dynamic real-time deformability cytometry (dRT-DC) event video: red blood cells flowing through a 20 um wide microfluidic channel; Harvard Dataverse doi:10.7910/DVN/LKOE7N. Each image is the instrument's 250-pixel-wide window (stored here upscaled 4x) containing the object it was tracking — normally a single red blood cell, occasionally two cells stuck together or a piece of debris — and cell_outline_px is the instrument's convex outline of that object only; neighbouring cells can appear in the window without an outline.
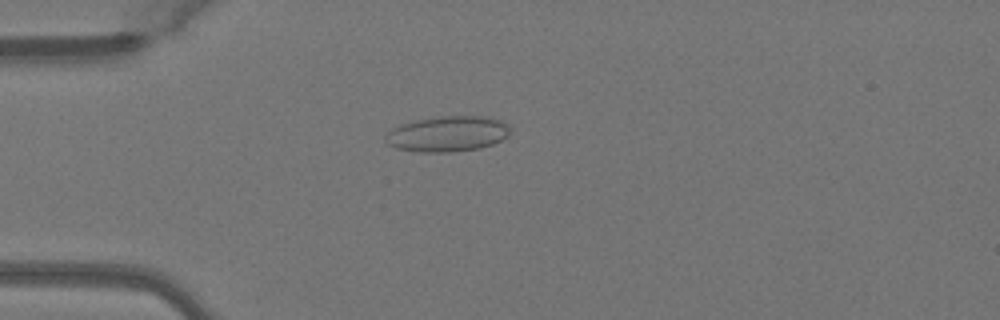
{"species": "Egyptian fruit bat (a non-hibernating species)", "species_latin": "Rousettus aegyptiacus", "temperature_condition": "warm", "stored_images_in_passage": 24, "camera_frame_rate_fps": 3000, "um_per_image_px": 0.085, "animal": {"sex": "female"}, "frame": {"image": 1, "passage_image": 4, "time_ms": 1.0, "image_size_px": [1000, 320], "cell_outline_px": [[508, 136], [492, 144], [480, 148], [452, 152], [420, 152], [396, 148], [388, 144], [384, 140], [384, 136], [392, 128], [400, 124], [416, 120], [440, 116], [480, 116], [500, 120], [508, 124]], "centroid_in_image_um": [38.0, 11.38], "position_along_channel_um": 47.0, "area_um2": 25.78}}
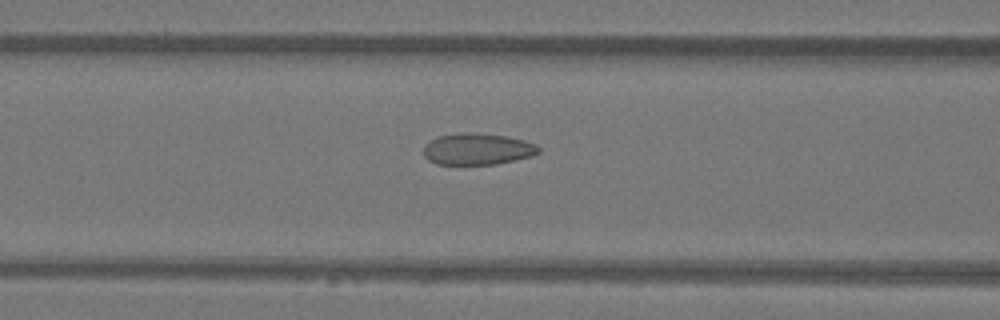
{"frame": {"image": 2, "passage_image": 11, "time_ms": 3.333, "image_size_px": [1000, 320], "cell_outline_px": [[540, 152], [532, 156], [516, 160], [496, 164], [436, 164], [428, 160], [424, 156], [424, 144], [440, 136], [464, 132], [508, 136], [524, 140], [536, 144], [540, 148]], "centroid_in_image_um": [40.61, 12.68], "position_along_channel_um": 126.0, "area_um2": 21.1}}
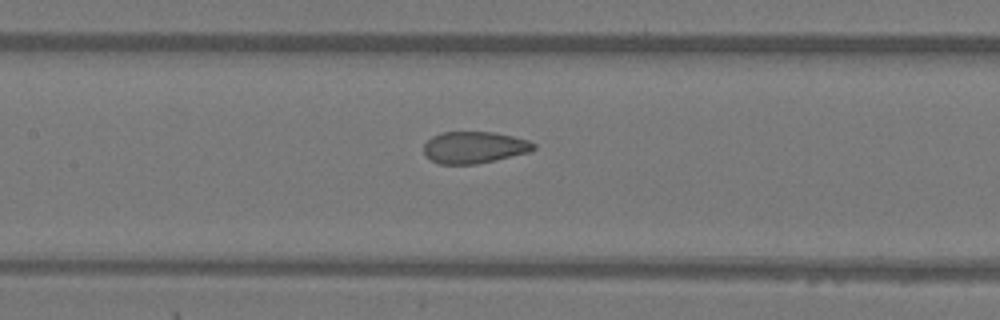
{"frame": {"image": 3, "passage_image": 14, "time_ms": 4.333, "image_size_px": [1000, 320], "cell_outline_px": [[536, 148], [532, 152], [496, 160], [476, 164], [440, 164], [424, 156], [424, 144], [432, 136], [440, 132], [492, 132], [512, 136], [528, 140], [536, 144]], "centroid_in_image_um": [40.33, 12.53], "position_along_channel_um": 167.1, "area_um2": 20.52}}